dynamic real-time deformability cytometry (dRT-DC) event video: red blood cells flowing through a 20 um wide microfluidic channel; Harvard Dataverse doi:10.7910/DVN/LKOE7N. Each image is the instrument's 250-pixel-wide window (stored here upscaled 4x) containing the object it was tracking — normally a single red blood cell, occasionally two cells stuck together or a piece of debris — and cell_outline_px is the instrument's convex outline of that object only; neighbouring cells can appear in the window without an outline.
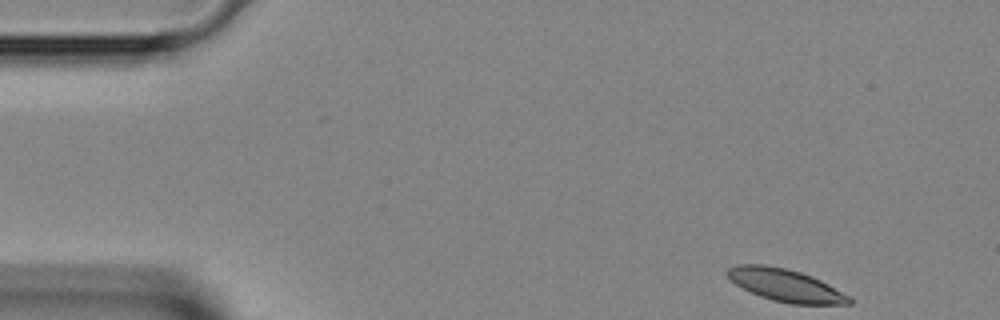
{"species": "Egyptian fruit bat (a non-hibernating species)", "species_latin": "Rousettus aegyptiacus", "temperature_condition": "room temperature", "stored_images_in_passage": 41, "segment_of_instrument_passage": [1, 2], "camera_frame_rate_fps": 3000, "um_per_image_px": 0.085, "animal": {"sex": "female"}, "frame": {"image": 1, "passage_image": 1, "time_ms": 0.0, "image_size_px": [1000, 320], "cell_outline_px": [[852, 304], [792, 304], [772, 300], [760, 296], [736, 284], [724, 272], [728, 268], [736, 264], [764, 264], [784, 268], [800, 272], [812, 276], [828, 284], [848, 296], [852, 300]], "centroid_in_image_um": [66.74, 24.23], "position_along_channel_um": 18.3, "area_um2": 22.77}}
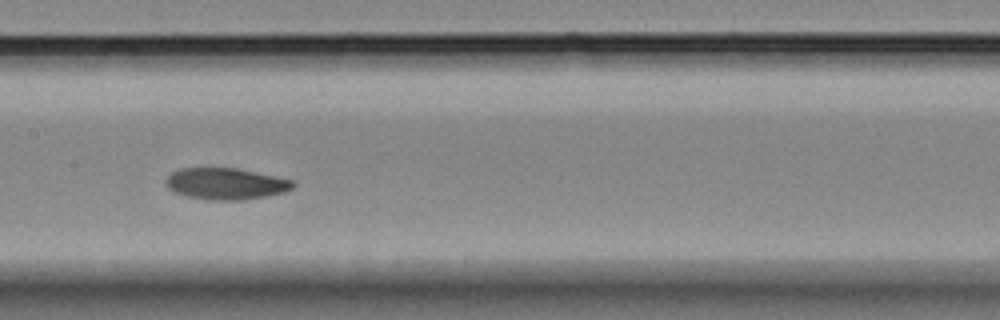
{"frame": {"image": 2, "passage_image": 18, "time_ms": 5.667, "image_size_px": [1000, 320], "cell_outline_px": [[296, 184], [292, 188], [284, 192], [264, 196], [240, 200], [208, 200], [188, 196], [176, 192], [168, 188], [164, 184], [164, 180], [172, 172], [180, 168], [236, 168], [276, 176], [292, 180]], "centroid_in_image_um": [19.17, 15.61], "position_along_channel_um": 188.2, "area_um2": 23.24}}
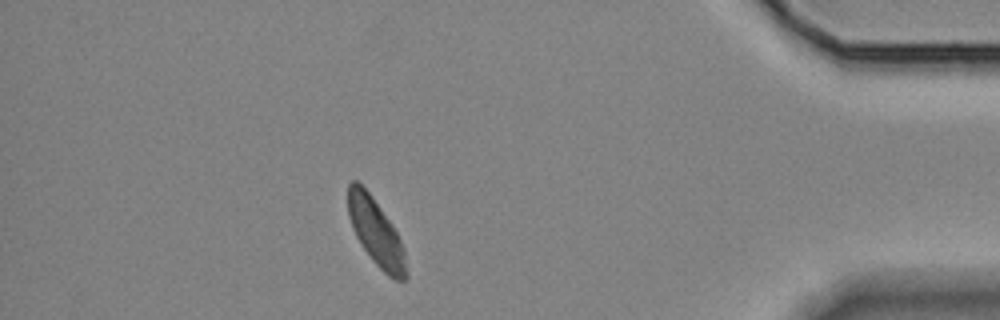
{"frame": {"image": 3, "passage_image": 35, "time_ms": 11.333, "image_size_px": [1000, 320], "cell_outline_px": [[408, 276], [404, 280], [396, 280], [388, 276], [372, 260], [360, 244], [352, 228], [348, 216], [348, 184], [352, 180], [356, 180], [368, 192], [392, 224], [400, 240], [404, 252]], "centroid_in_image_um": [31.94, 19.76], "position_along_channel_um": 403.3, "area_um2": 22.37}}